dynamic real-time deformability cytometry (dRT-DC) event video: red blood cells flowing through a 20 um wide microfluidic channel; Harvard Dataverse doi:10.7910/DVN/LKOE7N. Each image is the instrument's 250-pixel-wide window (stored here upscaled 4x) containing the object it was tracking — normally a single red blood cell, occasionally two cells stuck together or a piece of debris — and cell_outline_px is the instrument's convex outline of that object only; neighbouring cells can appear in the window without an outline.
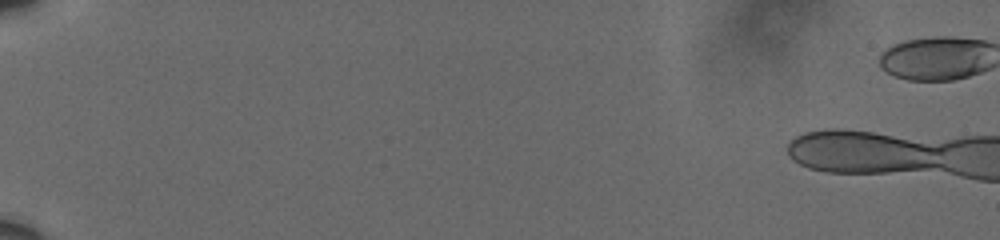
{"species": "human", "species_latin": "Homo sapiens", "temperature_condition": "cold", "stored_images_in_passage": 3, "camera_frame_rate_fps": 3000, "um_per_image_px": 0.085, "donor": {"sex": "male"}, "frame": {"image": 1, "passage_image": 1, "time_ms": 0.0, "image_size_px": [1000, 240], "cell_outline_px": [[940, 148], [932, 164], [908, 168], [872, 168], [804, 136], [816, 132], [860, 132], [884, 136]], "centroid_in_image_um": [74.58, 12.7], "position_along_channel_um": 10.4, "area_um2": 21.91}}